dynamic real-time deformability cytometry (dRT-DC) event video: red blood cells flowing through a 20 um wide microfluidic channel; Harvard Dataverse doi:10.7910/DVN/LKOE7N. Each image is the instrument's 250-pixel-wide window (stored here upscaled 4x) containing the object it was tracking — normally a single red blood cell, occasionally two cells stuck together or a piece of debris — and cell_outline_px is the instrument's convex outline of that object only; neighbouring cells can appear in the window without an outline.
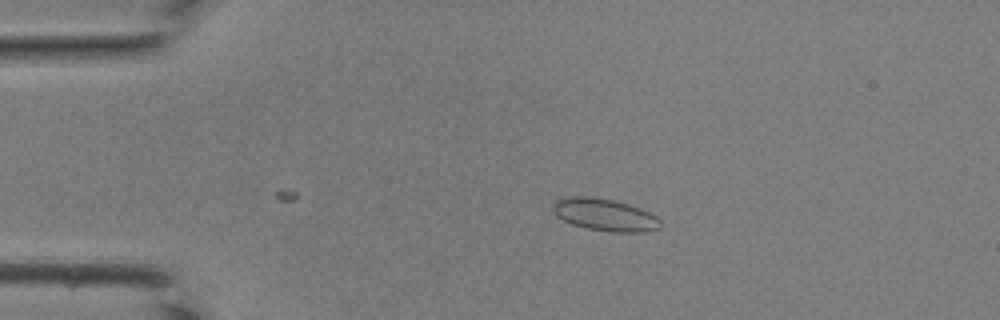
{"species": "common noctule bat (a hibernating species)", "species_latin": "Nyctalus noctula", "temperature_condition": "room temperature", "stored_images_in_passage": 30, "camera_frame_rate_fps": 3000, "um_per_image_px": 0.085, "animal": {"sex": "male", "body_mass_g": 19.0, "forearm_length_mm": 50.8}, "frame": {"image": 1, "passage_image": 1, "time_ms": 0.0, "image_size_px": [1000, 320], "cell_outline_px": [[660, 228], [644, 232], [612, 232], [588, 228], [572, 224], [556, 216], [552, 208], [552, 204], [556, 200], [568, 196], [592, 196], [612, 200], [628, 204], [640, 208], [656, 216], [660, 220]], "centroid_in_image_um": [51.39, 18.25], "position_along_channel_um": 33.6, "area_um2": 20.17}}
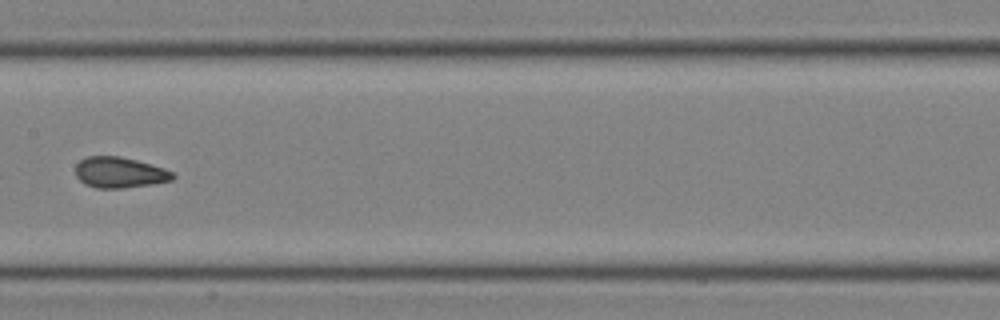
{"frame": {"image": 2, "passage_image": 14, "time_ms": 4.333, "image_size_px": [1000, 320], "cell_outline_px": [[176, 176], [172, 180], [152, 184], [120, 188], [96, 188], [84, 184], [76, 176], [76, 164], [80, 160], [88, 156], [120, 156], [136, 160], [164, 168], [172, 172]], "centroid_in_image_um": [10.15, 14.66], "position_along_channel_um": 197.2, "area_um2": 17.4}}
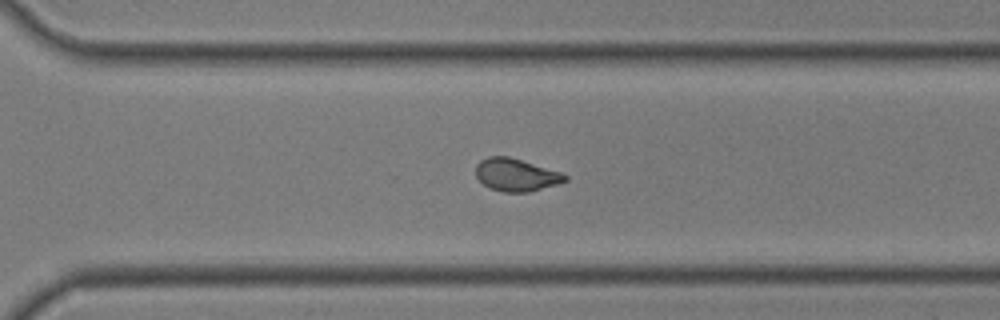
{"frame": {"image": 3, "passage_image": 22, "time_ms": 7.0, "image_size_px": [1000, 320], "cell_outline_px": [[568, 180], [556, 184], [528, 192], [504, 192], [488, 188], [476, 176], [476, 164], [480, 160], [488, 156], [508, 156], [560, 172], [568, 176]], "centroid_in_image_um": [43.83, 14.86], "position_along_channel_um": 326.8, "area_um2": 16.82}}